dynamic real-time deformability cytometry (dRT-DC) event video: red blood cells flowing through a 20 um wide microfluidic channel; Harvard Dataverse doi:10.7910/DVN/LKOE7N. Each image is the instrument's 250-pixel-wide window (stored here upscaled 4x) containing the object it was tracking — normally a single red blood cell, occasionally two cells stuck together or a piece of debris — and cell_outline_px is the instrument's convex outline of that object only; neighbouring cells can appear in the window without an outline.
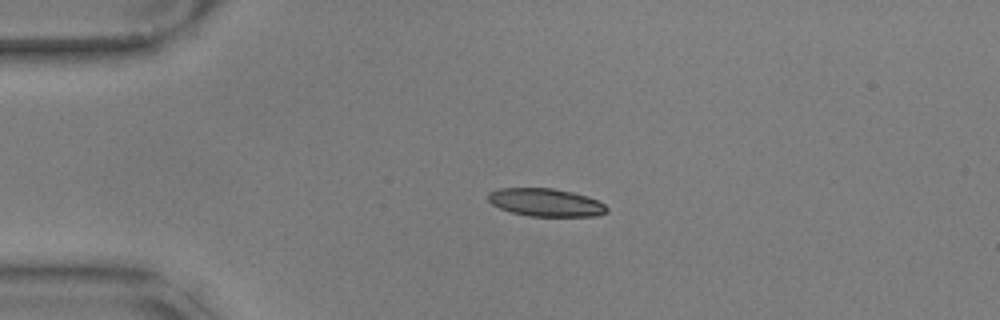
{"species": "common noctule bat (a hibernating species)", "species_latin": "Nyctalus noctula", "temperature_condition": "warm", "stored_images_in_passage": 45, "camera_frame_rate_fps": 3000, "um_per_image_px": 0.085, "animal": {"sex": "male", "body_mass_g": 17.9, "forearm_length_mm": 54.2}, "frame": {"image": 1, "passage_image": 1, "time_ms": 0.0, "image_size_px": [1000, 320], "cell_outline_px": [[608, 212], [600, 216], [528, 216], [512, 212], [500, 208], [492, 204], [488, 200], [488, 192], [500, 188], [552, 188], [572, 192], [588, 196], [604, 204], [608, 208]], "centroid_in_image_um": [46.41, 17.21], "position_along_channel_um": 38.6, "area_um2": 19.36}}
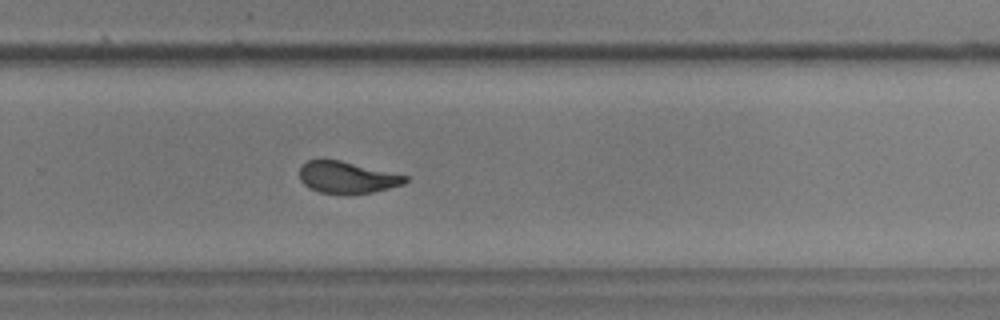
{"frame": {"image": 2, "passage_image": 26, "time_ms": 8.333, "image_size_px": [1000, 320], "cell_outline_px": [[408, 180], [404, 184], [372, 192], [348, 196], [320, 192], [308, 188], [300, 180], [300, 168], [308, 160], [340, 160], [408, 176]], "centroid_in_image_um": [29.5, 15.11], "position_along_channel_um": 300.3, "area_um2": 19.71}}
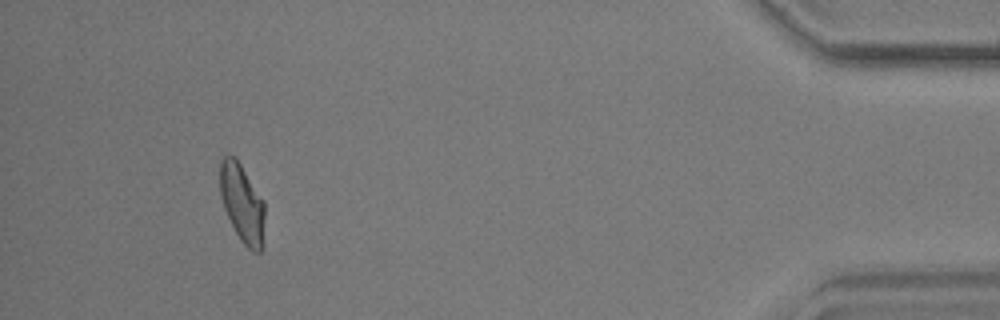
{"frame": {"image": 3, "passage_image": 41, "time_ms": 13.333, "image_size_px": [1000, 320], "cell_outline_px": [[264, 216], [260, 252], [252, 252], [240, 240], [224, 208], [220, 196], [220, 160], [228, 152], [236, 156], [264, 200]], "centroid_in_image_um": [20.56, 17.19], "position_along_channel_um": 414.6, "area_um2": 20.46}, "authors_computed_cell_mechanics": {"area_um2": 20.4612, "velocity_mm_per_s": 3.5323, "shape_relaxation_time_tau1_ms": 8.685, "shape_relaxation_time_tau2_ms": 1.6422, "deformation_change_tau1": 0.2308, "deformation_change_tau2": 0.0933}}